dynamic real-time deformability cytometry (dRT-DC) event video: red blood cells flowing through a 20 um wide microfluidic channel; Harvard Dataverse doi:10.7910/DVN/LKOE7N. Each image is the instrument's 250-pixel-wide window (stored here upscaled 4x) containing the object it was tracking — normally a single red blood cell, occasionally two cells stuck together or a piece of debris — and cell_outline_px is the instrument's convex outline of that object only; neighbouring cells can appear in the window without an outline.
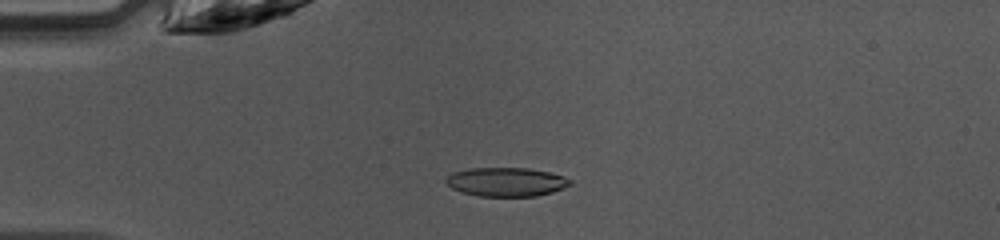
{"species": "common noctule bat (a hibernating species)", "species_latin": "Nyctalus noctula", "temperature_condition": "warm", "stored_images_in_passage": 17, "camera_frame_rate_fps": 3000, "um_per_image_px": 0.085, "animal": {"sex": "female", "body_mass_g": 10.0, "forearm_length_mm": 53.1}, "frame": {"image": 1, "passage_image": 12, "time_ms": 3.667, "image_size_px": [1000, 240], "cell_outline_px": [[572, 184], [564, 188], [552, 192], [536, 196], [480, 196], [460, 192], [452, 188], [444, 180], [452, 172], [468, 168], [528, 168], [548, 172], [564, 176], [572, 180]], "centroid_in_image_um": [43.03, 15.46], "position_along_channel_um": 42.0, "area_um2": 20.98}}